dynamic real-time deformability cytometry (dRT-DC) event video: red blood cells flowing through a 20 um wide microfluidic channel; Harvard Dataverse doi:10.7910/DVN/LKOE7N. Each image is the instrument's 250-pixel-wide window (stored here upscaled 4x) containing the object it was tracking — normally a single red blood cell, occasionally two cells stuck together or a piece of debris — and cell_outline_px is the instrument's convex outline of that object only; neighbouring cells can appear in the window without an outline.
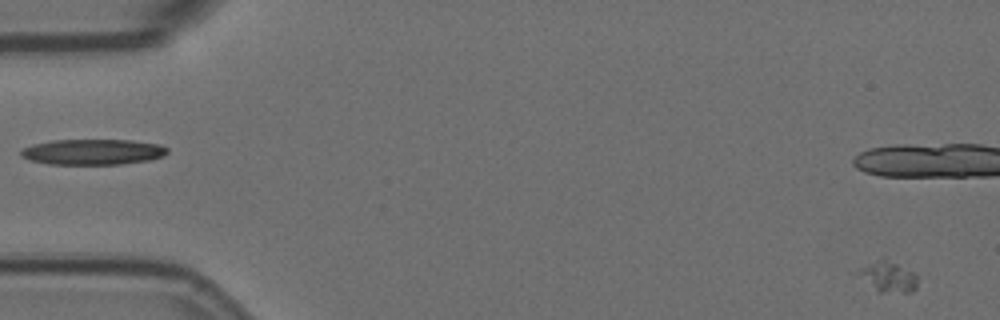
{"species": "Egyptian fruit bat (a non-hibernating species)", "species_latin": "Rousettus aegyptiacus", "temperature_condition": "room temperature", "stored_images_in_passage": 5, "segment_of_instrument_passage": [2, 2], "camera_frame_rate_fps": 3000, "um_per_image_px": 0.085, "animal": {"sex": "female"}, "frame": {"image": 1, "passage_image": 5, "time_ms": 1.333, "image_size_px": [1000, 320], "cell_outline_px": [[920, 276], [916, 288], [912, 292], [880, 292], [852, 272], [880, 256]], "centroid_in_image_um": [75.46, 23.49], "position_along_channel_um": 9.5, "area_um2": 10.81}}